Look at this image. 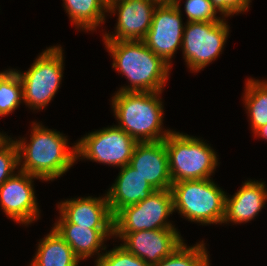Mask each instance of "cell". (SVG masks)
Here are the masks:
<instances>
[{
    "mask_svg": "<svg viewBox=\"0 0 267 266\" xmlns=\"http://www.w3.org/2000/svg\"><path fill=\"white\" fill-rule=\"evenodd\" d=\"M244 91L245 108L254 133L259 127L267 124V81L248 78Z\"/></svg>",
    "mask_w": 267,
    "mask_h": 266,
    "instance_id": "44dd1931",
    "label": "cell"
},
{
    "mask_svg": "<svg viewBox=\"0 0 267 266\" xmlns=\"http://www.w3.org/2000/svg\"><path fill=\"white\" fill-rule=\"evenodd\" d=\"M113 58L112 68L131 83L118 92L163 91L170 65L149 49L142 40L104 41Z\"/></svg>",
    "mask_w": 267,
    "mask_h": 266,
    "instance_id": "7a4b0ae2",
    "label": "cell"
},
{
    "mask_svg": "<svg viewBox=\"0 0 267 266\" xmlns=\"http://www.w3.org/2000/svg\"><path fill=\"white\" fill-rule=\"evenodd\" d=\"M153 191L155 189L129 164L121 167L115 183L106 194L112 215L125 206L148 198Z\"/></svg>",
    "mask_w": 267,
    "mask_h": 266,
    "instance_id": "ac0fdd59",
    "label": "cell"
},
{
    "mask_svg": "<svg viewBox=\"0 0 267 266\" xmlns=\"http://www.w3.org/2000/svg\"><path fill=\"white\" fill-rule=\"evenodd\" d=\"M184 5L187 22H210L223 19L216 16L218 12L210 0H186Z\"/></svg>",
    "mask_w": 267,
    "mask_h": 266,
    "instance_id": "484cf974",
    "label": "cell"
},
{
    "mask_svg": "<svg viewBox=\"0 0 267 266\" xmlns=\"http://www.w3.org/2000/svg\"><path fill=\"white\" fill-rule=\"evenodd\" d=\"M267 188L264 182L246 181L232 197L226 195L225 214L222 223L241 224L254 220L265 207Z\"/></svg>",
    "mask_w": 267,
    "mask_h": 266,
    "instance_id": "2e32d148",
    "label": "cell"
},
{
    "mask_svg": "<svg viewBox=\"0 0 267 266\" xmlns=\"http://www.w3.org/2000/svg\"><path fill=\"white\" fill-rule=\"evenodd\" d=\"M23 102V87L15 69L0 72V116L12 113Z\"/></svg>",
    "mask_w": 267,
    "mask_h": 266,
    "instance_id": "7402d4cb",
    "label": "cell"
},
{
    "mask_svg": "<svg viewBox=\"0 0 267 266\" xmlns=\"http://www.w3.org/2000/svg\"><path fill=\"white\" fill-rule=\"evenodd\" d=\"M164 142L172 183L209 179L219 164L217 153L200 138L172 131Z\"/></svg>",
    "mask_w": 267,
    "mask_h": 266,
    "instance_id": "5b68a950",
    "label": "cell"
},
{
    "mask_svg": "<svg viewBox=\"0 0 267 266\" xmlns=\"http://www.w3.org/2000/svg\"><path fill=\"white\" fill-rule=\"evenodd\" d=\"M213 7L220 12L222 17L233 16L234 14L246 12L251 0H210Z\"/></svg>",
    "mask_w": 267,
    "mask_h": 266,
    "instance_id": "4316f807",
    "label": "cell"
},
{
    "mask_svg": "<svg viewBox=\"0 0 267 266\" xmlns=\"http://www.w3.org/2000/svg\"><path fill=\"white\" fill-rule=\"evenodd\" d=\"M162 92L117 91L111 98L113 113L119 123L116 126L137 142L165 140L172 130L163 131Z\"/></svg>",
    "mask_w": 267,
    "mask_h": 266,
    "instance_id": "3957f363",
    "label": "cell"
},
{
    "mask_svg": "<svg viewBox=\"0 0 267 266\" xmlns=\"http://www.w3.org/2000/svg\"><path fill=\"white\" fill-rule=\"evenodd\" d=\"M205 243L187 247L184 242L154 266H206L210 261Z\"/></svg>",
    "mask_w": 267,
    "mask_h": 266,
    "instance_id": "603a6c76",
    "label": "cell"
},
{
    "mask_svg": "<svg viewBox=\"0 0 267 266\" xmlns=\"http://www.w3.org/2000/svg\"><path fill=\"white\" fill-rule=\"evenodd\" d=\"M33 258L30 266H78L80 262L54 228L40 240Z\"/></svg>",
    "mask_w": 267,
    "mask_h": 266,
    "instance_id": "d6986e66",
    "label": "cell"
},
{
    "mask_svg": "<svg viewBox=\"0 0 267 266\" xmlns=\"http://www.w3.org/2000/svg\"><path fill=\"white\" fill-rule=\"evenodd\" d=\"M17 172L0 186V205L7 217L27 225L40 217L32 181L40 178Z\"/></svg>",
    "mask_w": 267,
    "mask_h": 266,
    "instance_id": "7c38bea8",
    "label": "cell"
},
{
    "mask_svg": "<svg viewBox=\"0 0 267 266\" xmlns=\"http://www.w3.org/2000/svg\"><path fill=\"white\" fill-rule=\"evenodd\" d=\"M59 213L69 222L88 229H113L112 215L104 197L71 198L58 205Z\"/></svg>",
    "mask_w": 267,
    "mask_h": 266,
    "instance_id": "9a60e30c",
    "label": "cell"
},
{
    "mask_svg": "<svg viewBox=\"0 0 267 266\" xmlns=\"http://www.w3.org/2000/svg\"><path fill=\"white\" fill-rule=\"evenodd\" d=\"M54 225L53 228L80 260L92 257L97 253V261L102 255L99 251L106 249L104 245L105 239L113 236V229H88L87 227L69 223L61 214Z\"/></svg>",
    "mask_w": 267,
    "mask_h": 266,
    "instance_id": "e0dca14e",
    "label": "cell"
},
{
    "mask_svg": "<svg viewBox=\"0 0 267 266\" xmlns=\"http://www.w3.org/2000/svg\"><path fill=\"white\" fill-rule=\"evenodd\" d=\"M114 1H116V0H104L106 5H109L110 3L114 2Z\"/></svg>",
    "mask_w": 267,
    "mask_h": 266,
    "instance_id": "f1b7e54d",
    "label": "cell"
},
{
    "mask_svg": "<svg viewBox=\"0 0 267 266\" xmlns=\"http://www.w3.org/2000/svg\"><path fill=\"white\" fill-rule=\"evenodd\" d=\"M160 0H116L107 5V12H118L115 33H105L104 41L143 40L151 27L154 11ZM117 9V10H116Z\"/></svg>",
    "mask_w": 267,
    "mask_h": 266,
    "instance_id": "8fae6325",
    "label": "cell"
},
{
    "mask_svg": "<svg viewBox=\"0 0 267 266\" xmlns=\"http://www.w3.org/2000/svg\"><path fill=\"white\" fill-rule=\"evenodd\" d=\"M19 168L18 147L8 135L0 141V186Z\"/></svg>",
    "mask_w": 267,
    "mask_h": 266,
    "instance_id": "cb8c5ba5",
    "label": "cell"
},
{
    "mask_svg": "<svg viewBox=\"0 0 267 266\" xmlns=\"http://www.w3.org/2000/svg\"><path fill=\"white\" fill-rule=\"evenodd\" d=\"M161 2H172L173 0H160Z\"/></svg>",
    "mask_w": 267,
    "mask_h": 266,
    "instance_id": "4dcf8cb0",
    "label": "cell"
},
{
    "mask_svg": "<svg viewBox=\"0 0 267 266\" xmlns=\"http://www.w3.org/2000/svg\"><path fill=\"white\" fill-rule=\"evenodd\" d=\"M95 262L96 266H150L144 260L128 252L121 245L108 252L106 250Z\"/></svg>",
    "mask_w": 267,
    "mask_h": 266,
    "instance_id": "d4e9b609",
    "label": "cell"
},
{
    "mask_svg": "<svg viewBox=\"0 0 267 266\" xmlns=\"http://www.w3.org/2000/svg\"><path fill=\"white\" fill-rule=\"evenodd\" d=\"M255 136H259L262 137V139L267 140V124L259 127L255 132H254Z\"/></svg>",
    "mask_w": 267,
    "mask_h": 266,
    "instance_id": "83f0119b",
    "label": "cell"
},
{
    "mask_svg": "<svg viewBox=\"0 0 267 266\" xmlns=\"http://www.w3.org/2000/svg\"><path fill=\"white\" fill-rule=\"evenodd\" d=\"M71 22L86 31H94L105 22L107 5L104 0H63Z\"/></svg>",
    "mask_w": 267,
    "mask_h": 266,
    "instance_id": "ffe728a7",
    "label": "cell"
},
{
    "mask_svg": "<svg viewBox=\"0 0 267 266\" xmlns=\"http://www.w3.org/2000/svg\"><path fill=\"white\" fill-rule=\"evenodd\" d=\"M171 192L173 212L202 225L222 224L226 193L210 178L172 183Z\"/></svg>",
    "mask_w": 267,
    "mask_h": 266,
    "instance_id": "277c9868",
    "label": "cell"
},
{
    "mask_svg": "<svg viewBox=\"0 0 267 266\" xmlns=\"http://www.w3.org/2000/svg\"><path fill=\"white\" fill-rule=\"evenodd\" d=\"M30 142H15L18 147L19 171L53 181L66 173L76 162V144L68 147V139L55 129L32 122ZM24 160V161H23Z\"/></svg>",
    "mask_w": 267,
    "mask_h": 266,
    "instance_id": "6da1fadb",
    "label": "cell"
},
{
    "mask_svg": "<svg viewBox=\"0 0 267 266\" xmlns=\"http://www.w3.org/2000/svg\"><path fill=\"white\" fill-rule=\"evenodd\" d=\"M172 213L171 189L155 190L148 198L125 206L114 215L113 237L122 239L127 233L142 230L176 229L167 222Z\"/></svg>",
    "mask_w": 267,
    "mask_h": 266,
    "instance_id": "52a82bcc",
    "label": "cell"
},
{
    "mask_svg": "<svg viewBox=\"0 0 267 266\" xmlns=\"http://www.w3.org/2000/svg\"><path fill=\"white\" fill-rule=\"evenodd\" d=\"M6 136V134L4 135L3 133L0 132V141Z\"/></svg>",
    "mask_w": 267,
    "mask_h": 266,
    "instance_id": "f546056e",
    "label": "cell"
},
{
    "mask_svg": "<svg viewBox=\"0 0 267 266\" xmlns=\"http://www.w3.org/2000/svg\"><path fill=\"white\" fill-rule=\"evenodd\" d=\"M180 5V0L160 2L154 11L151 27L142 40L170 66L171 58L179 47L182 48L184 26Z\"/></svg>",
    "mask_w": 267,
    "mask_h": 266,
    "instance_id": "30bf717a",
    "label": "cell"
},
{
    "mask_svg": "<svg viewBox=\"0 0 267 266\" xmlns=\"http://www.w3.org/2000/svg\"><path fill=\"white\" fill-rule=\"evenodd\" d=\"M221 21L187 22L184 25L182 51L190 71L199 72L220 56L229 35V26Z\"/></svg>",
    "mask_w": 267,
    "mask_h": 266,
    "instance_id": "ba28073f",
    "label": "cell"
},
{
    "mask_svg": "<svg viewBox=\"0 0 267 266\" xmlns=\"http://www.w3.org/2000/svg\"><path fill=\"white\" fill-rule=\"evenodd\" d=\"M129 165L155 190L171 189L172 180L164 140L138 142L133 150Z\"/></svg>",
    "mask_w": 267,
    "mask_h": 266,
    "instance_id": "5bb4252c",
    "label": "cell"
},
{
    "mask_svg": "<svg viewBox=\"0 0 267 266\" xmlns=\"http://www.w3.org/2000/svg\"><path fill=\"white\" fill-rule=\"evenodd\" d=\"M121 240L122 247L150 266L169 256L184 241L177 229L142 230L127 233Z\"/></svg>",
    "mask_w": 267,
    "mask_h": 266,
    "instance_id": "4fadbf2b",
    "label": "cell"
},
{
    "mask_svg": "<svg viewBox=\"0 0 267 266\" xmlns=\"http://www.w3.org/2000/svg\"><path fill=\"white\" fill-rule=\"evenodd\" d=\"M63 50L52 46L35 59L29 70L17 74L22 82L23 102L33 110L45 108L57 93L63 77Z\"/></svg>",
    "mask_w": 267,
    "mask_h": 266,
    "instance_id": "8992f818",
    "label": "cell"
},
{
    "mask_svg": "<svg viewBox=\"0 0 267 266\" xmlns=\"http://www.w3.org/2000/svg\"><path fill=\"white\" fill-rule=\"evenodd\" d=\"M138 142L116 125L89 133L76 144V160L88 159L124 167L129 164Z\"/></svg>",
    "mask_w": 267,
    "mask_h": 266,
    "instance_id": "9c48e42d",
    "label": "cell"
}]
</instances>
